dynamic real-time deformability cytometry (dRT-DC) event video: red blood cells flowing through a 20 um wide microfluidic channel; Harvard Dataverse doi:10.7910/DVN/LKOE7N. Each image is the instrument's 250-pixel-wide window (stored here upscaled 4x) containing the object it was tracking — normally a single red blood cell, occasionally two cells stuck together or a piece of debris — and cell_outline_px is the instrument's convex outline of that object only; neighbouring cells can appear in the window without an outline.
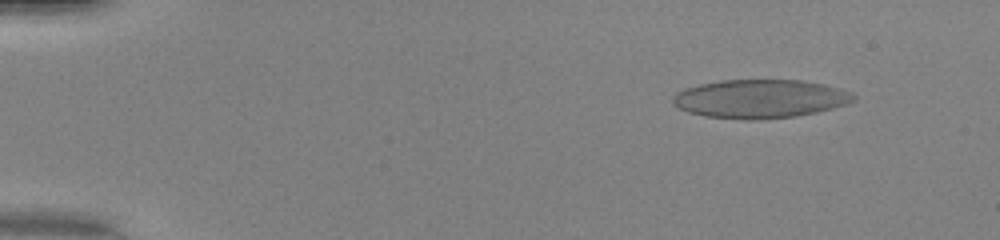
{"species": "human", "species_latin": "Homo sapiens", "temperature_condition": "warm", "stored_images_in_passage": 50, "camera_frame_rate_fps": 3000, "um_per_image_px": 0.085, "donor": {"sex": "female"}, "frame": {"image": 1, "passage_image": 6, "time_ms": 1.667, "image_size_px": [1000, 240], "cell_outline_px": [[856, 100], [832, 108], [816, 112], [796, 116], [760, 120], [748, 120], [704, 116], [688, 112], [672, 104], [672, 96], [676, 92], [684, 88], [700, 84], [720, 80], [800, 80], [824, 84], [848, 92], [856, 96]], "centroid_in_image_um": [64.55, 8.4], "position_along_channel_um": 20.5, "area_um2": 40.63}}
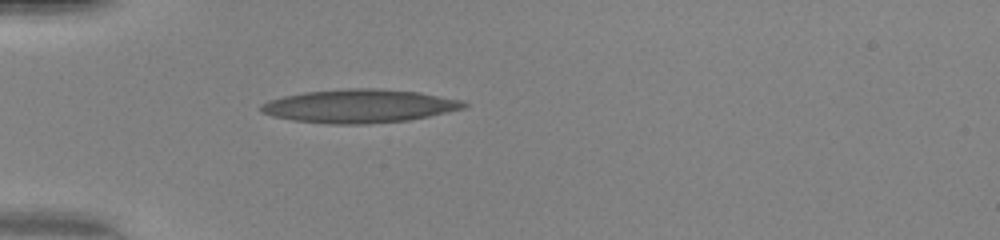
{"frame": {"image": 2, "passage_image": 16, "time_ms": 5.0, "image_size_px": [1000, 240], "cell_outline_px": [[468, 104], [464, 108], [448, 112], [408, 120], [368, 124], [328, 124], [292, 120], [272, 116], [260, 112], [260, 104], [268, 100], [284, 96], [304, 92], [348, 88], [380, 88], [420, 92], [460, 100]], "centroid_in_image_um": [30.51, 9.01], "position_along_channel_um": 54.5, "area_um2": 39.65}}
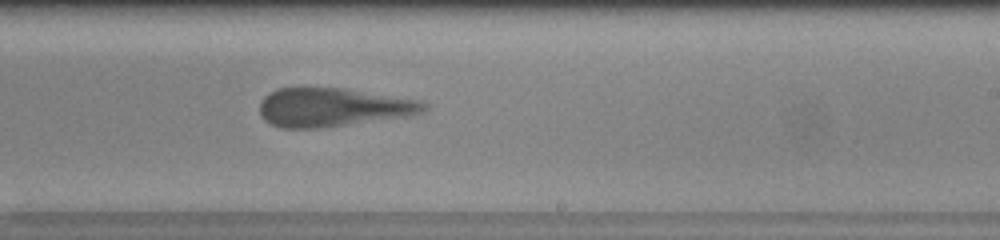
{"frame": {"image": 3, "passage_image": 32, "time_ms": 10.333, "image_size_px": [1000, 240], "cell_outline_px": [[428, 108], [424, 112], [408, 116], [324, 128], [280, 128], [264, 120], [260, 116], [260, 100], [268, 92], [276, 88], [344, 88], [420, 100], [428, 104]], "centroid_in_image_um": [28.29, 9.12], "position_along_channel_um": 260.7, "area_um2": 37.34}, "authors_computed_cell_mechanics": {"area_um2": 38.6682, "velocity_mm_per_s": 4.1339, "shape_relaxation_time_tau1_ms": 6.85, "shape_relaxation_time_tau2_ms": 1.5004, "deformation_change_tau1": 0.241, "deformation_change_tau2": 0.118}}